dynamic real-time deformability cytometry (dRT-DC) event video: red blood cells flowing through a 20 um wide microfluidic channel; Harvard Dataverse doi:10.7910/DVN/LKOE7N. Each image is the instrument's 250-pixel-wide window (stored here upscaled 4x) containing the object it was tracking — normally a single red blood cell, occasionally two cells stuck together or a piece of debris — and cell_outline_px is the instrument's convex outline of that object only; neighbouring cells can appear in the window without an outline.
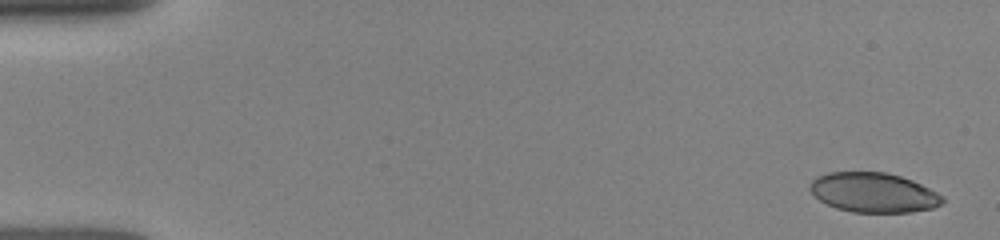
{"species": "human", "species_latin": "Homo sapiens", "temperature_condition": "room temperature", "stored_images_in_passage": 6, "camera_frame_rate_fps": 3000, "um_per_image_px": 0.085, "donor": {"sex": "female"}, "frame": {"image": 1, "passage_image": 1, "time_ms": 0.0, "image_size_px": [1000, 240], "cell_outline_px": [[944, 204], [932, 208], [912, 212], [852, 212], [836, 208], [820, 200], [812, 192], [808, 184], [816, 176], [828, 172], [888, 172], [912, 180], [944, 196]], "centroid_in_image_um": [74.26, 16.36], "position_along_channel_um": 10.7, "area_um2": 30.69}}
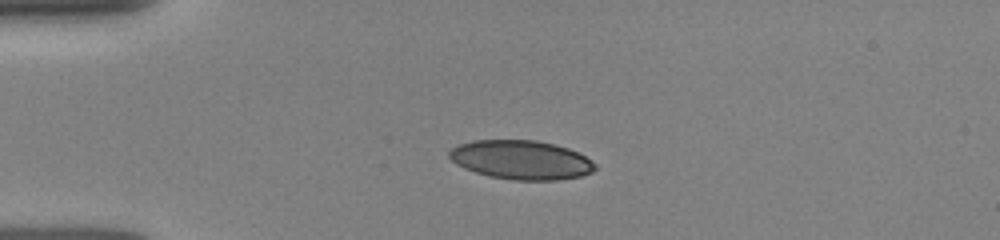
{"frame": {"image": 2, "passage_image": 4, "time_ms": 3.333, "image_size_px": [1000, 240], "cell_outline_px": [[596, 168], [592, 172], [580, 176], [556, 180], [512, 180], [492, 176], [476, 172], [464, 168], [456, 164], [448, 156], [448, 152], [452, 148], [460, 144], [472, 140], [536, 140], [556, 144], [568, 148], [584, 156], [596, 164]], "centroid_in_image_um": [44.29, 13.58], "position_along_channel_um": 40.7, "area_um2": 33.06}}
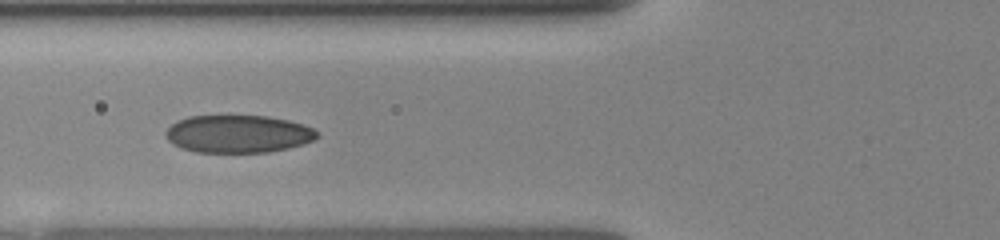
{"frame": {"image": 3, "passage_image": 6, "time_ms": 5.667, "image_size_px": [1000, 240], "cell_outline_px": [[320, 136], [304, 144], [288, 148], [268, 152], [196, 152], [180, 148], [172, 144], [164, 136], [164, 132], [176, 120], [188, 116], [268, 116], [288, 120], [304, 124], [320, 132]], "centroid_in_image_um": [20.23, 11.38], "position_along_channel_um": 105.6, "area_um2": 33.52}}